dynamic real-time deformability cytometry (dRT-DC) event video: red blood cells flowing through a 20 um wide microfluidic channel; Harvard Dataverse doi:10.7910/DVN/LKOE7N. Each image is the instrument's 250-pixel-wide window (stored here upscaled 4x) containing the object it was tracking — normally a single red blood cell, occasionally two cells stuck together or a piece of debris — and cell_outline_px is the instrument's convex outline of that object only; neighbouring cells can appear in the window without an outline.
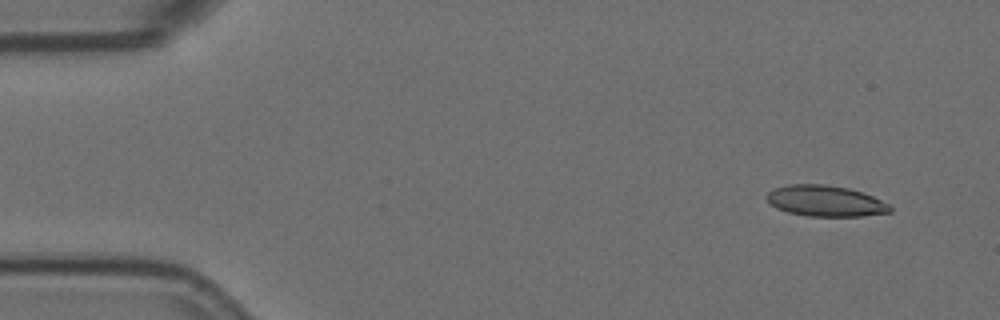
{"species": "Egyptian fruit bat (a non-hibernating species)", "species_latin": "Rousettus aegyptiacus", "temperature_condition": "room temperature", "stored_images_in_passage": 8, "camera_frame_rate_fps": 3000, "um_per_image_px": 0.085, "animal": {"sex": "female"}, "frame": {"image": 1, "passage_image": 1, "time_ms": 0.0, "image_size_px": [1000, 320], "cell_outline_px": [[892, 212], [864, 216], [808, 216], [788, 212], [776, 208], [764, 196], [772, 188], [788, 184], [824, 184], [848, 188], [864, 192], [888, 204], [892, 208]], "centroid_in_image_um": [70.15, 17.07], "position_along_channel_um": 14.9, "area_um2": 22.37}}
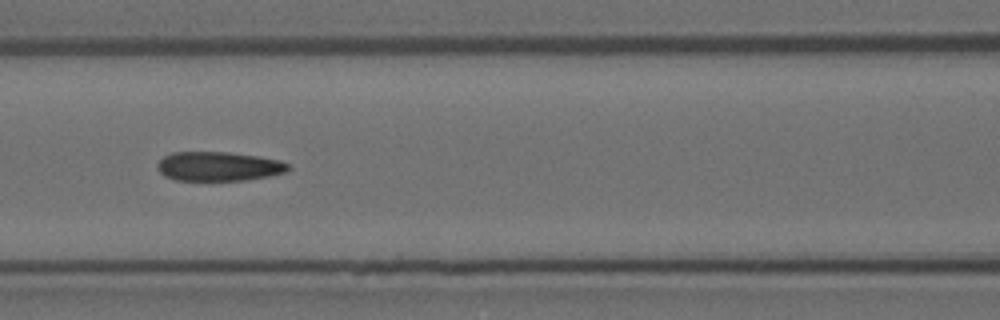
{"frame": {"image": 2, "passage_image": 7, "time_ms": 2.0, "image_size_px": [1000, 320], "cell_outline_px": [[292, 168], [288, 172], [268, 176], [244, 180], [176, 180], [164, 176], [156, 168], [156, 164], [164, 156], [172, 152], [228, 152], [260, 156], [280, 160], [288, 164]], "centroid_in_image_um": [18.6, 14.13], "position_along_channel_um": 148.0, "area_um2": 22.48}}
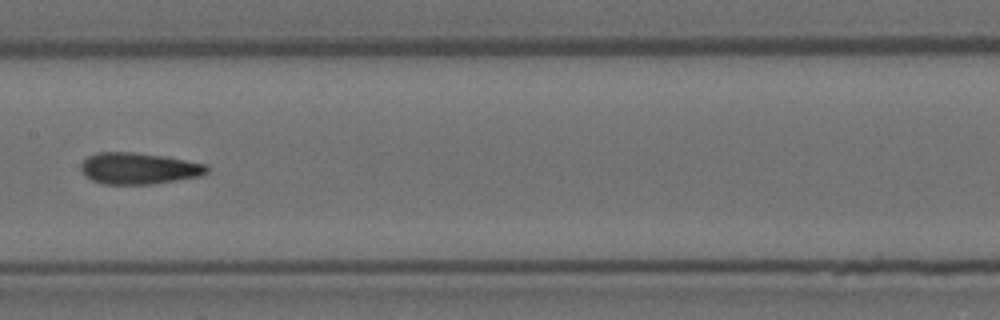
{"frame": {"image": 3, "passage_image": 8, "time_ms": 2.333, "image_size_px": [1000, 320], "cell_outline_px": [[208, 172], [200, 176], [152, 184], [104, 184], [92, 180], [84, 176], [80, 168], [80, 164], [88, 156], [96, 152], [132, 152], [160, 156], [208, 164]], "centroid_in_image_um": [11.75, 14.32], "position_along_channel_um": 195.6, "area_um2": 23.0}}